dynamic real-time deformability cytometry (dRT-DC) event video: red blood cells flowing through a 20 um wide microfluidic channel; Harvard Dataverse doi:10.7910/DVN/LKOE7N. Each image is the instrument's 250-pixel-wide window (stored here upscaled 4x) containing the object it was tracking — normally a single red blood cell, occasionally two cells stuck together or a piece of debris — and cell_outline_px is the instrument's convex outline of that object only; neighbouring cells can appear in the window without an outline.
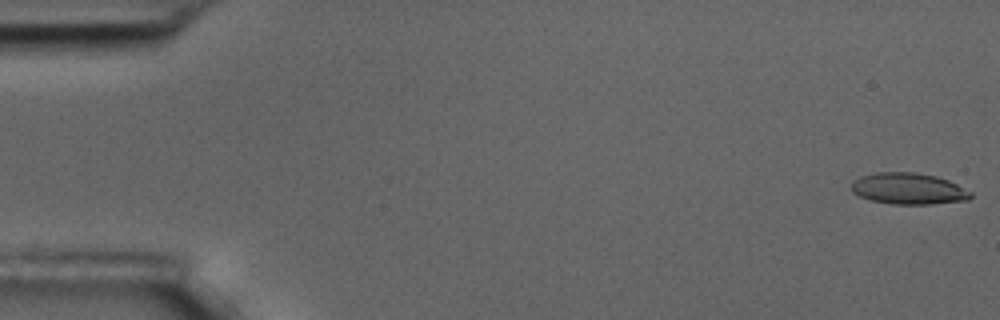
{"species": "common noctule bat (a hibernating species)", "species_latin": "Nyctalus noctula", "temperature_condition": "room temperature", "stored_images_in_passage": 58, "camera_frame_rate_fps": 3000, "um_per_image_px": 0.085, "animal": {"sex": "male", "body_mass_g": 17.5, "forearm_length_mm": 52.3}, "frame": {"image": 1, "passage_image": 1, "time_ms": 0.0, "image_size_px": [1000, 320], "cell_outline_px": [[972, 196], [968, 200], [932, 204], [892, 204], [872, 200], [860, 196], [852, 192], [852, 180], [860, 176], [876, 172], [916, 172], [936, 176], [948, 180], [972, 192]], "centroid_in_image_um": [77.22, 16.03], "position_along_channel_um": 7.8, "area_um2": 21.85}}
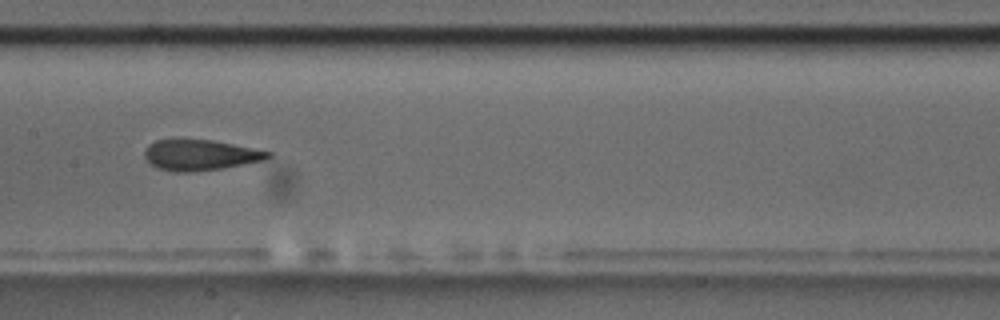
{"frame": {"image": 2, "passage_image": 29, "time_ms": 9.333, "image_size_px": [1000, 320], "cell_outline_px": [[272, 156], [264, 160], [220, 168], [188, 172], [172, 172], [156, 168], [144, 156], [144, 148], [148, 144], [156, 140], [180, 136], [212, 140], [272, 152]], "centroid_in_image_um": [16.93, 13.13], "position_along_channel_um": 190.5, "area_um2": 22.6}}
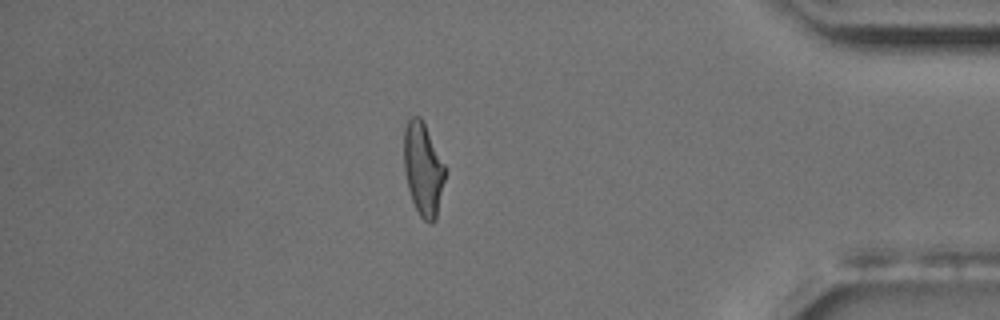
{"frame": {"image": 3, "passage_image": 50, "time_ms": 16.333, "image_size_px": [1000, 320], "cell_outline_px": [[448, 172], [436, 220], [432, 224], [428, 224], [420, 216], [412, 200], [408, 188], [404, 172], [404, 128], [408, 120], [412, 116], [420, 116], [448, 168]], "centroid_in_image_um": [36.01, 14.4], "position_along_channel_um": 399.2, "area_um2": 23.0}, "authors_computed_cell_mechanics": {"area_um2": 22.6287, "velocity_mm_per_s": 3.492, "shape_relaxation_time_tau1_ms": 9.3201, "shape_relaxation_time_tau2_ms": 1.7948, "deformation_change_tau1": 0.2273, "deformation_change_tau2": 0.1062}}